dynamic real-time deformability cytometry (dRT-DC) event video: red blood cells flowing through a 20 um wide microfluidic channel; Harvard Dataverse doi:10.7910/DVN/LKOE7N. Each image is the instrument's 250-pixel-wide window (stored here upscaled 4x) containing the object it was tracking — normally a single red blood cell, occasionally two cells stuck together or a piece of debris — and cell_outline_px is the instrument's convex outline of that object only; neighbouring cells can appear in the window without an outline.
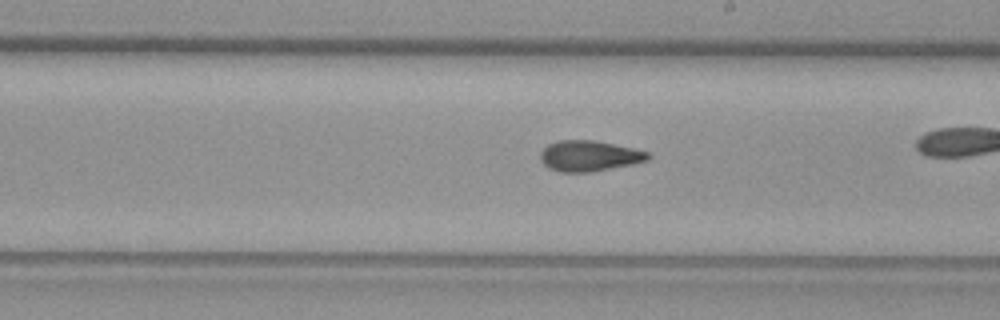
{"species": "common noctule bat (a hibernating species)", "species_latin": "Nyctalus noctula", "temperature_condition": "warm", "stored_images_in_passage": 42, "camera_frame_rate_fps": 3000, "um_per_image_px": 0.085, "animal": {"sex": "female", "body_mass_g": 29.2, "forearm_length_mm": 56.3}, "frame": {"image": 1, "passage_image": 30, "time_ms": 9.667, "image_size_px": [1000, 320], "cell_outline_px": [[652, 156], [648, 160], [632, 164], [592, 172], [560, 172], [548, 168], [540, 160], [540, 152], [548, 144], [556, 140], [592, 140], [632, 148], [648, 152]], "centroid_in_image_um": [50.05, 13.26], "position_along_channel_um": 238.9, "area_um2": 19.25}}